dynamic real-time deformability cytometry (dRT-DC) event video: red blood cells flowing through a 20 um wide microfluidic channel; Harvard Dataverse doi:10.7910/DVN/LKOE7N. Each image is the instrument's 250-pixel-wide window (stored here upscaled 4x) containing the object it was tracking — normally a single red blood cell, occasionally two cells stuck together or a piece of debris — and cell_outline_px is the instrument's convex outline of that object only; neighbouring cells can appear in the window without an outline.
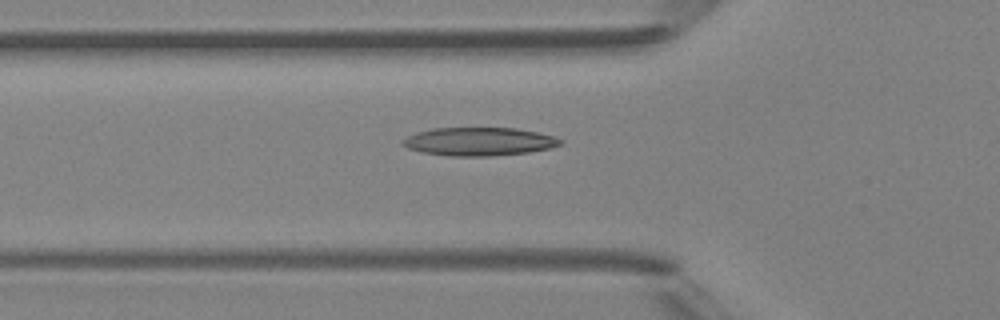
{"species": "Egyptian fruit bat (a non-hibernating species)", "species_latin": "Rousettus aegyptiacus", "temperature_condition": "room temperature", "stored_images_in_passage": 7, "camera_frame_rate_fps": 3000, "um_per_image_px": 0.085, "animal": {"sex": "female"}, "frame": {"image": 1, "passage_image": 7, "time_ms": 6.667, "image_size_px": [1000, 320], "cell_outline_px": [[564, 140], [560, 144], [548, 148], [528, 152], [492, 156], [448, 156], [420, 152], [408, 148], [400, 144], [400, 140], [416, 132], [432, 128], [516, 128], [556, 136]], "centroid_in_image_um": [40.67, 12.03], "position_along_channel_um": 85.1, "area_um2": 26.13}}